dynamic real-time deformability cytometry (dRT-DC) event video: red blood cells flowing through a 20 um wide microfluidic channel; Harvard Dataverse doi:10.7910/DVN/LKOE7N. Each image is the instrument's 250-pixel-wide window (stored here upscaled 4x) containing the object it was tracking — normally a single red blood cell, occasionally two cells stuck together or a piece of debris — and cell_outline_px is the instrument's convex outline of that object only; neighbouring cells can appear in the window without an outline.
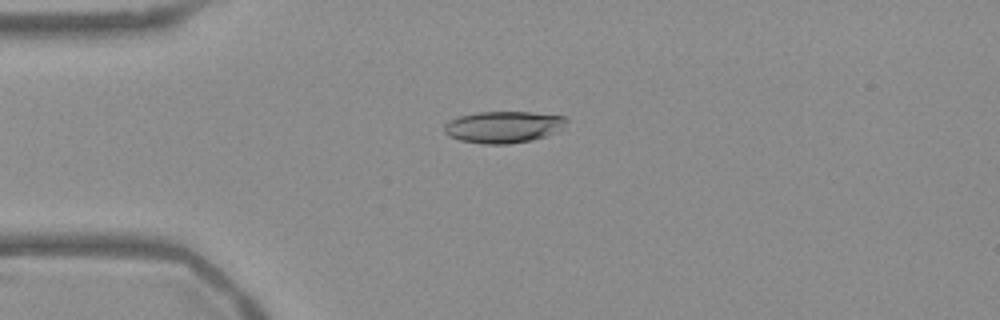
{"species": "Egyptian fruit bat (a non-hibernating species)", "species_latin": "Rousettus aegyptiacus", "temperature_condition": "warm", "stored_images_in_passage": 54, "camera_frame_rate_fps": 3000, "um_per_image_px": 0.085, "frame": {"image": 1, "passage_image": 13, "time_ms": 4.0, "image_size_px": [1000, 320], "cell_outline_px": [[568, 120], [564, 128], [548, 136], [532, 140], [508, 144], [484, 144], [460, 140], [448, 136], [444, 132], [444, 124], [448, 120], [460, 116], [476, 112], [532, 112], [564, 116]], "centroid_in_image_um": [42.8, 10.79], "position_along_channel_um": 42.2, "area_um2": 22.83}}
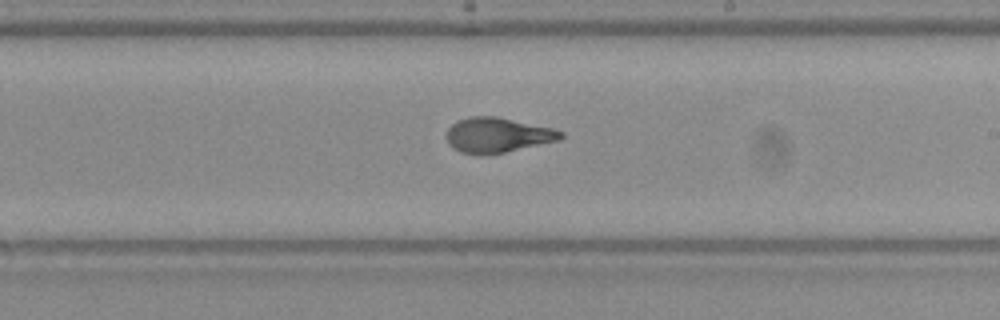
{"frame": {"image": 2, "passage_image": 31, "time_ms": 10.0, "image_size_px": [1000, 320], "cell_outline_px": [[564, 136], [560, 140], [504, 152], [480, 156], [476, 156], [460, 152], [452, 148], [448, 144], [448, 128], [456, 120], [468, 116], [496, 116], [552, 128], [564, 132]], "centroid_in_image_um": [42.26, 11.49], "position_along_channel_um": 246.7, "area_um2": 23.47}}
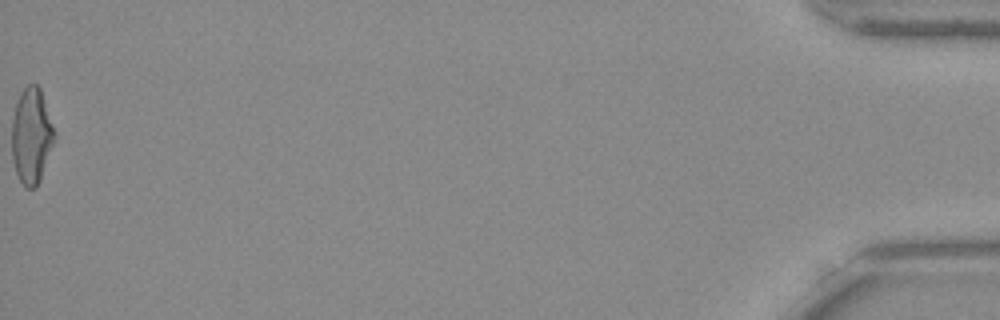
{"frame": {"image": 3, "passage_image": 54, "time_ms": 17.667, "image_size_px": [1000, 320], "cell_outline_px": [[56, 140], [40, 180], [36, 188], [28, 188], [20, 180], [16, 172], [12, 160], [12, 120], [16, 104], [20, 92], [28, 84], [36, 84], [40, 88], [56, 132]], "centroid_in_image_um": [2.7, 11.55], "position_along_channel_um": 432.5, "area_um2": 23.99}, "authors_computed_cell_mechanics": {"area_um2": 23.5246, "velocity_mm_per_s": 3.7717, "shape_relaxation_time_tau1_ms": 5.0733, "shape_relaxation_time_tau2_ms": 1.0558, "deformation_change_tau1": 0.1979, "deformation_change_tau2": 0.0633}}